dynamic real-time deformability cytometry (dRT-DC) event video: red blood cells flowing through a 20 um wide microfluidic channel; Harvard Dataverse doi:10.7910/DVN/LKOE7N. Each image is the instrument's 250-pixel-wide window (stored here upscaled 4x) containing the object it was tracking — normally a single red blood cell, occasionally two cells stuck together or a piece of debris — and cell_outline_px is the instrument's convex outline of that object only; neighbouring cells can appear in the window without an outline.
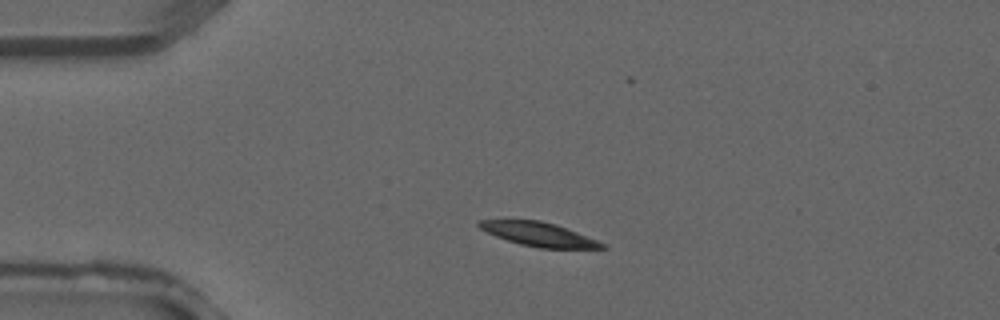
{"species": "common noctule bat (a hibernating species)", "species_latin": "Nyctalus noctula", "temperature_condition": "warm", "stored_images_in_passage": 2, "camera_frame_rate_fps": 3000, "um_per_image_px": 0.085, "animal": {"sex": "male", "forearm_length_mm": 52.5}, "frame": {"image": 1, "passage_image": 1, "time_ms": 0.0, "image_size_px": [1000, 320], "cell_outline_px": [[608, 248], [540, 248], [520, 244], [496, 236], [480, 228], [476, 224], [476, 220], [540, 220], [556, 224], [608, 244]], "centroid_in_image_um": [45.83, 19.91], "position_along_channel_um": 39.2, "area_um2": 17.05}}
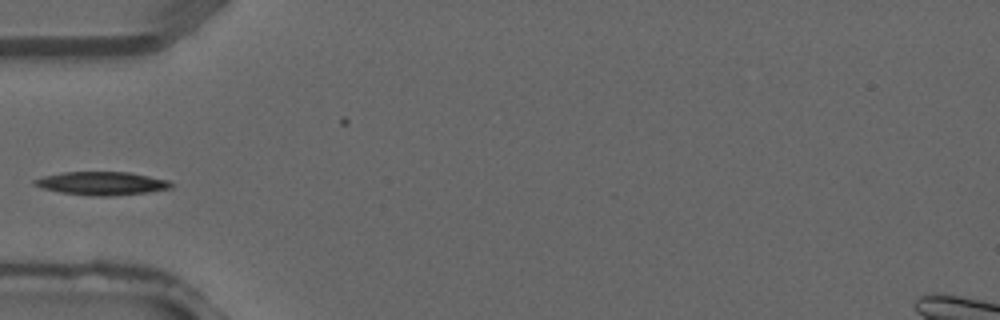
{"frame": {"image": 2, "passage_image": 2, "time_ms": 0.333, "image_size_px": [1000, 320], "cell_outline_px": [[172, 188], [148, 192], [112, 196], [92, 196], [60, 192], [44, 188], [32, 184], [32, 180], [44, 176], [64, 172], [128, 172], [168, 180], [172, 184]], "centroid_in_image_um": [8.64, 15.59], "position_along_channel_um": 76.4, "area_um2": 18.44}}